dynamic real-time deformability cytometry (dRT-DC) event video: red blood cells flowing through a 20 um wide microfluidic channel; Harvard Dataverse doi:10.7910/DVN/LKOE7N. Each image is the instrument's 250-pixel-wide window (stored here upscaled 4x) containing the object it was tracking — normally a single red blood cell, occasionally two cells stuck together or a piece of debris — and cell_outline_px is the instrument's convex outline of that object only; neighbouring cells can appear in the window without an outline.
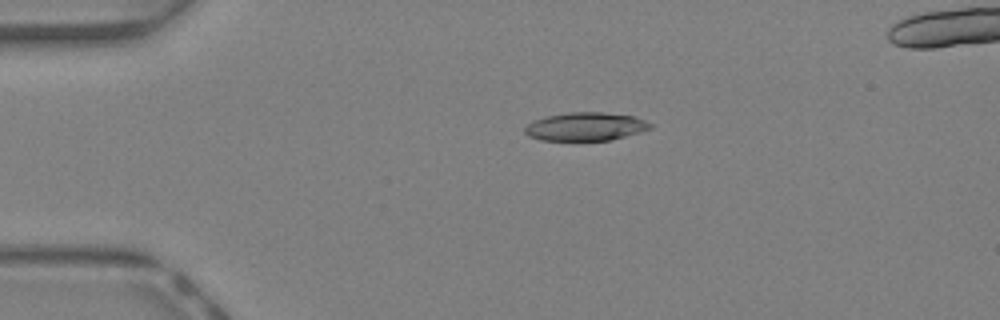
{"species": "Egyptian fruit bat (a non-hibernating species)", "species_latin": "Rousettus aegyptiacus", "temperature_condition": "warm", "stored_images_in_passage": 45, "camera_frame_rate_fps": 3000, "um_per_image_px": 0.085, "animal": {"sex": "female"}, "frame": {"image": 1, "passage_image": 10, "time_ms": 3.0, "image_size_px": [1000, 320], "cell_outline_px": [[652, 128], [640, 132], [612, 140], [540, 140], [528, 136], [524, 132], [524, 128], [532, 120], [544, 116], [568, 112], [604, 112], [636, 116], [652, 124]], "centroid_in_image_um": [49.76, 10.75], "position_along_channel_um": 35.2, "area_um2": 20.92}}
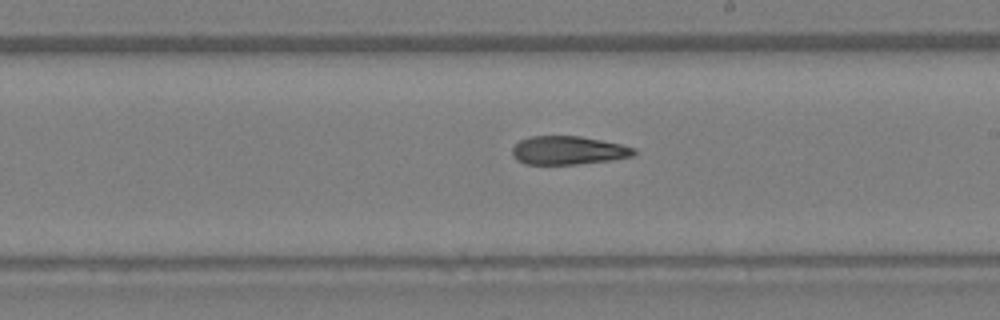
{"frame": {"image": 2, "passage_image": 26, "time_ms": 8.333, "image_size_px": [1000, 320], "cell_outline_px": [[636, 152], [632, 156], [608, 160], [576, 164], [524, 164], [516, 160], [512, 156], [512, 148], [520, 140], [532, 136], [580, 136], [620, 144], [636, 148]], "centroid_in_image_um": [48.26, 12.78], "position_along_channel_um": 240.7, "area_um2": 20.06}}
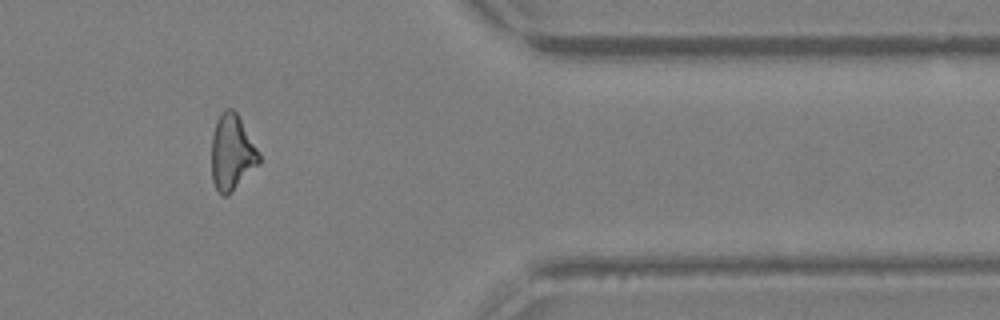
{"frame": {"image": 3, "passage_image": 37, "time_ms": 12.0, "image_size_px": [1000, 320], "cell_outline_px": [[260, 164], [228, 196], [224, 196], [216, 188], [212, 180], [212, 136], [216, 120], [220, 112], [224, 108], [232, 108], [236, 112], [260, 152]], "centroid_in_image_um": [19.72, 12.96], "position_along_channel_um": 391.7, "area_um2": 21.15}, "authors_computed_cell_mechanics": {"area_um2": 21.3282, "velocity_mm_per_s": 4.6836, "shape_relaxation_time_tau1_ms": null, "shape_relaxation_time_tau2_ms": 3.2291, "deformation_change_tau1": null, "deformation_change_tau2": 0.1437}}